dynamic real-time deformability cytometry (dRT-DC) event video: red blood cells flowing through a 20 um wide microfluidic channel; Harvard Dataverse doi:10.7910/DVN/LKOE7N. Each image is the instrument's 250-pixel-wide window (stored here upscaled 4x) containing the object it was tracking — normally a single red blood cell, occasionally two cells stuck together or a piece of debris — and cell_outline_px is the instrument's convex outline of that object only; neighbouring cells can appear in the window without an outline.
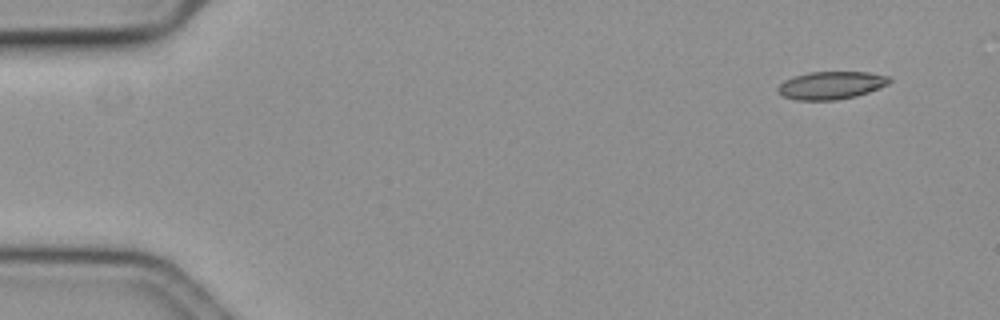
{"species": "common noctule bat (a hibernating species)", "species_latin": "Nyctalus noctula", "temperature_condition": "cold", "stored_images_in_passage": 55, "camera_frame_rate_fps": 3000, "um_per_image_px": 0.085, "animal": {"sex": "female", "body_mass_g": 19.3, "forearm_length_mm": 54.1}, "frame": {"image": 1, "passage_image": 1, "time_ms": 0.0, "image_size_px": [1000, 320], "cell_outline_px": [[892, 80], [888, 84], [868, 92], [856, 96], [836, 100], [796, 100], [784, 96], [776, 92], [776, 88], [784, 80], [808, 72], [868, 72], [888, 76]], "centroid_in_image_um": [70.62, 7.25], "position_along_channel_um": 14.4, "area_um2": 18.03}}
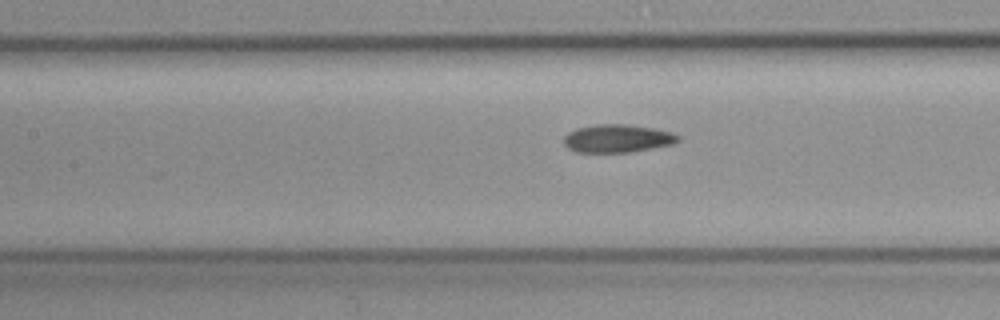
{"frame": {"image": 2, "passage_image": 23, "time_ms": 7.333, "image_size_px": [1000, 320], "cell_outline_px": [[680, 140], [676, 144], [632, 152], [576, 152], [568, 148], [564, 144], [564, 136], [568, 132], [576, 128], [596, 124], [624, 124], [656, 128], [672, 132], [680, 136]], "centroid_in_image_um": [52.52, 11.77], "position_along_channel_um": 154.9, "area_um2": 18.96}}
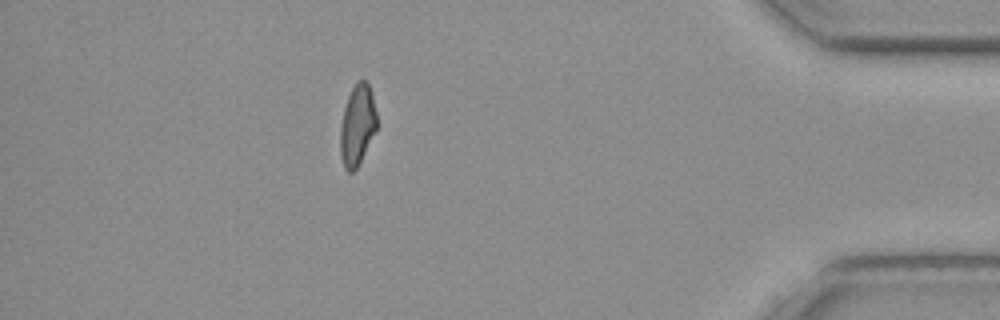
{"frame": {"image": 3, "passage_image": 48, "time_ms": 15.667, "image_size_px": [1000, 320], "cell_outline_px": [[376, 128], [356, 168], [352, 172], [348, 172], [344, 168], [340, 156], [340, 124], [344, 108], [348, 96], [356, 80], [364, 80], [368, 84], [372, 92], [376, 112]], "centroid_in_image_um": [30.34, 10.6], "position_along_channel_um": 404.9, "area_um2": 16.99}, "authors_computed_cell_mechanics": {"area_um2": 18.2648, "velocity_mm_per_s": 3.5853, "shape_relaxation_time_tau1_ms": 10.2137, "shape_relaxation_time_tau2_ms": 7.1929, "deformation_change_tau1": 0.1807, "deformation_change_tau2": 0.1549}}